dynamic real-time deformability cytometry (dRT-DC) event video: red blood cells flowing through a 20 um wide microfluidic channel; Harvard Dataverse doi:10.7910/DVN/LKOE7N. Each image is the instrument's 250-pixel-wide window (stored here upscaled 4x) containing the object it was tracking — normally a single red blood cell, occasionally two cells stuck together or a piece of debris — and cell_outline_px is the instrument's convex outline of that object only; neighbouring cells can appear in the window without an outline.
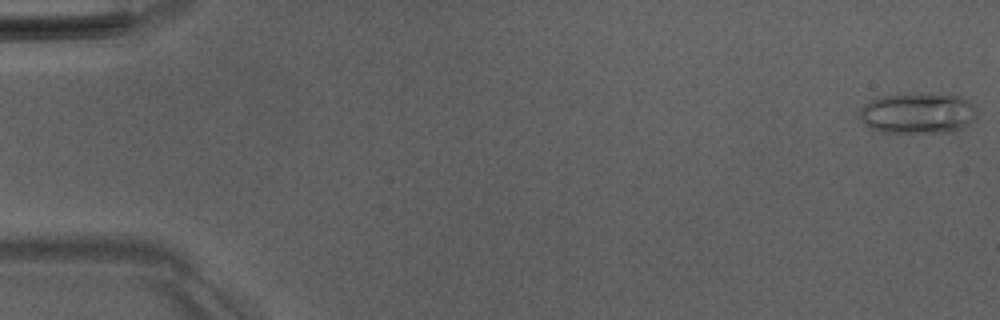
{"species": "Egyptian fruit bat (a non-hibernating species)", "species_latin": "Rousettus aegyptiacus", "temperature_condition": "room temperature", "stored_images_in_passage": 52, "camera_frame_rate_fps": 3000, "um_per_image_px": 0.085, "animal": {"sex": "male"}, "frame": {"image": 1, "passage_image": 1, "time_ms": 0.0, "image_size_px": [1000, 320], "cell_outline_px": [[976, 120], [964, 128], [948, 132], [880, 132], [868, 128], [860, 120], [860, 108], [864, 104], [876, 96], [896, 92], [928, 92], [960, 96], [968, 100], [976, 108]], "centroid_in_image_um": [77.99, 9.58], "position_along_channel_um": 7.0, "area_um2": 29.07}}
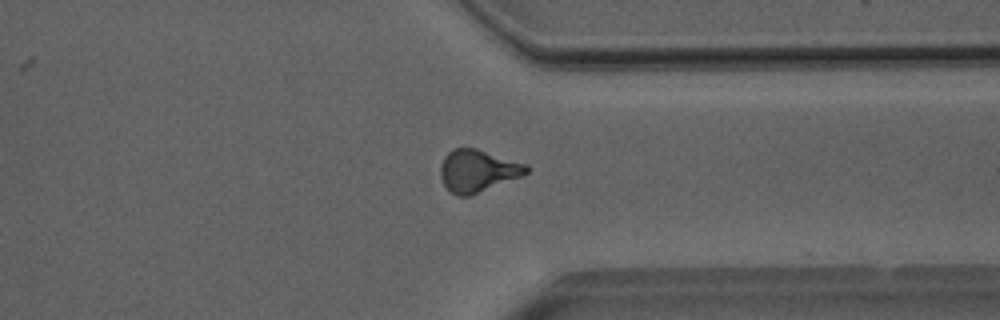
{"frame": {"image": 2, "passage_image": 40, "time_ms": 13.0, "image_size_px": [1000, 320], "cell_outline_px": [[528, 172], [520, 176], [468, 196], [456, 196], [444, 184], [440, 176], [440, 164], [444, 156], [452, 148], [476, 148], [528, 164]], "centroid_in_image_um": [40.57, 14.49], "position_along_channel_um": 370.8, "area_um2": 20.92}}
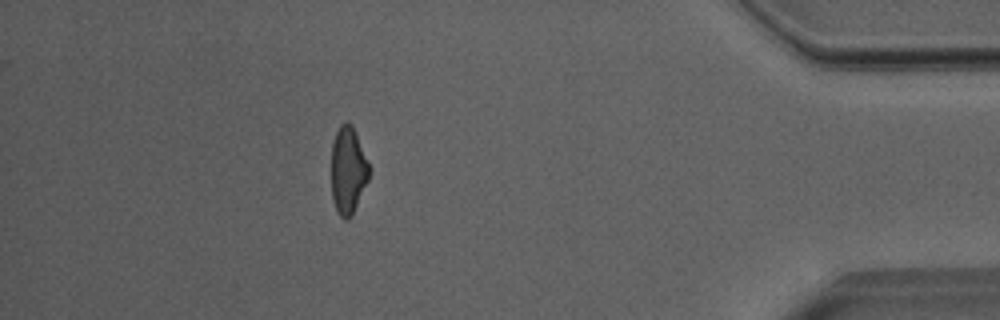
{"frame": {"image": 3, "passage_image": 46, "time_ms": 15.0, "image_size_px": [1000, 320], "cell_outline_px": [[372, 168], [368, 180], [352, 216], [348, 220], [344, 220], [336, 212], [332, 196], [332, 140], [340, 124], [344, 120], [352, 124]], "centroid_in_image_um": [29.6, 14.47], "position_along_channel_um": 405.6, "area_um2": 19.65}, "authors_computed_cell_mechanics": {"area_um2": 20.7791, "velocity_mm_per_s": 4.0297, "shape_relaxation_time_tau1_ms": 11.2631, "shape_relaxation_time_tau2_ms": 1.4762, "deformation_change_tau1": 0.2642, "deformation_change_tau2": 0.1026}}